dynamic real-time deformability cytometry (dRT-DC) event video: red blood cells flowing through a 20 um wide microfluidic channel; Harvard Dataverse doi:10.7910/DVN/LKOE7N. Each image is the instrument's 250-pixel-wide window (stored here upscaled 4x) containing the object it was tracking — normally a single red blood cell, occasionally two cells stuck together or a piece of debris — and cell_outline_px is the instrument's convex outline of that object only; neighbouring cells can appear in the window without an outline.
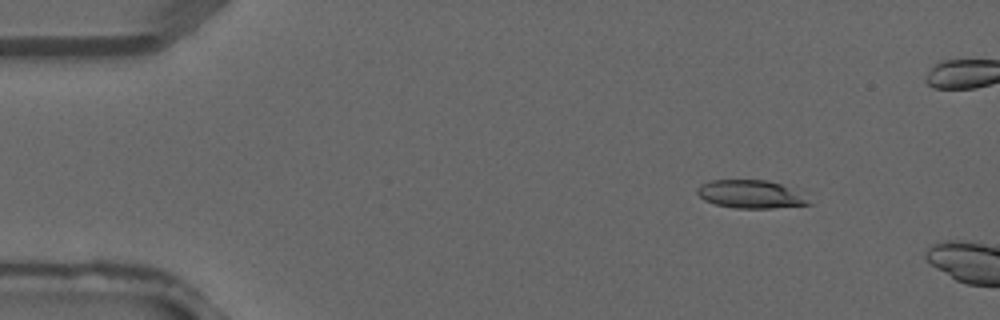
{"species": "common noctule bat (a hibernating species)", "species_latin": "Nyctalus noctula", "temperature_condition": "warm", "stored_images_in_passage": 2, "camera_frame_rate_fps": 3000, "um_per_image_px": 0.085, "animal": {"sex": "male", "forearm_length_mm": 52.5}, "frame": {"image": 1, "passage_image": 1, "time_ms": 0.0, "image_size_px": [1000, 320], "cell_outline_px": [[812, 204], [772, 208], [736, 208], [716, 204], [704, 200], [696, 192], [696, 188], [700, 184], [712, 180], [768, 180], [780, 184]], "centroid_in_image_um": [63.66, 16.5], "position_along_channel_um": 21.3, "area_um2": 17.63}}